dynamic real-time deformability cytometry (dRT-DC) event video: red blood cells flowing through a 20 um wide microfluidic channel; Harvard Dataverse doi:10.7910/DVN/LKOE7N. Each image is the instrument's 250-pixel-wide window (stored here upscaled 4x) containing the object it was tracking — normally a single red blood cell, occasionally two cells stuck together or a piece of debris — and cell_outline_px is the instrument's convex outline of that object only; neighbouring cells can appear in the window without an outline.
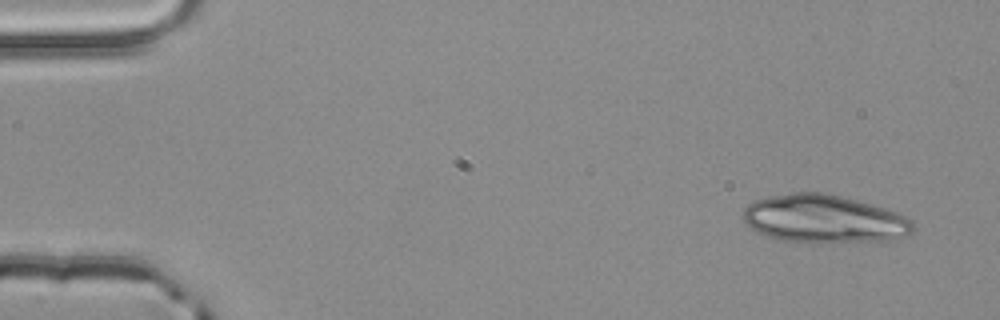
{"species": "common noctule bat (a hibernating species)", "species_latin": "Nyctalus noctula", "temperature_condition": "room temperature", "stored_images_in_passage": 4, "camera_frame_rate_fps": 3000, "um_per_image_px": 0.085, "animal": {"sex": "male", "body_mass_g": 20.4}, "frame": {"image": 1, "passage_image": 1, "time_ms": 0.0, "image_size_px": [1000, 320], "cell_outline_px": [[916, 228], [908, 236], [888, 240], [780, 240], [756, 232], [744, 220], [744, 208], [748, 204], [756, 200], [772, 196], [792, 192], [820, 192], [840, 196], [856, 200], [884, 208], [908, 216], [912, 220]], "centroid_in_image_um": [70.08, 18.57], "position_along_channel_um": 14.9, "area_um2": 46.47}}